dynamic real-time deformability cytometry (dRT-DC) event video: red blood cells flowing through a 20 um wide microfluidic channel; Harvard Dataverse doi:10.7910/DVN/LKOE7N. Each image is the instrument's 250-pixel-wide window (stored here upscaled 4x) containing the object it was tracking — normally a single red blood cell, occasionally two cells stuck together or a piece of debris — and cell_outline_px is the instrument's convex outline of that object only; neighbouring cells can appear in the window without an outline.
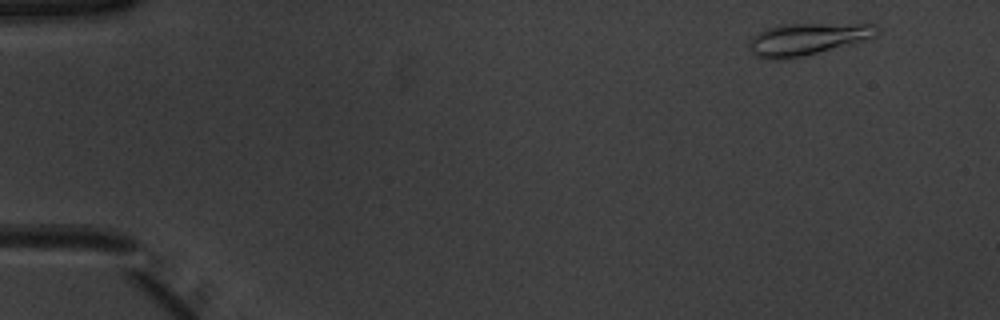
{"species": "common noctule bat (a hibernating species)", "species_latin": "Nyctalus noctula", "temperature_condition": "warm", "stored_images_in_passage": 14, "camera_frame_rate_fps": 3000, "um_per_image_px": 0.085, "animal": {"sex": "male", "body_mass_g": 20.1, "forearm_length_mm": 53.5}, "frame": {"image": 1, "passage_image": 3, "time_ms": 0.667, "image_size_px": [1000, 320], "cell_outline_px": [[880, 32], [876, 36], [848, 44], [784, 60], [764, 60], [756, 56], [748, 48], [748, 44], [752, 36], [768, 28], [780, 24], [876, 24], [880, 28]], "centroid_in_image_um": [68.57, 3.32], "position_along_channel_um": 16.4, "area_um2": 23.64}}